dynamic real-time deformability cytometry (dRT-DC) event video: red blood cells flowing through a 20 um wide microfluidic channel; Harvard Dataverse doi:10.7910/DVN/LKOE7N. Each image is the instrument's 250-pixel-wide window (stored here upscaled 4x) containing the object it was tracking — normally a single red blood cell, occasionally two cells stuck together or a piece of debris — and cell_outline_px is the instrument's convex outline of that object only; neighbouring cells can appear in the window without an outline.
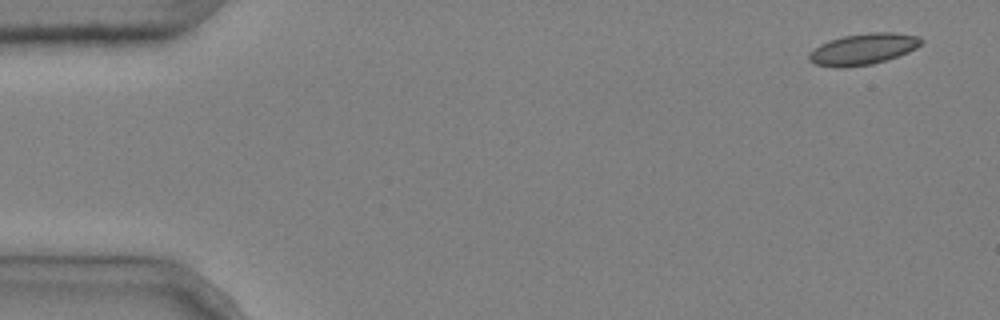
{"species": "common noctule bat (a hibernating species)", "species_latin": "Nyctalus noctula", "temperature_condition": "cold", "stored_images_in_passage": 3, "camera_frame_rate_fps": 3000, "um_per_image_px": 0.085, "animal": {"sex": "male", "body_mass_g": 20.4}, "frame": {"image": 1, "passage_image": 1, "time_ms": 0.0, "image_size_px": [1000, 320], "cell_outline_px": [[924, 40], [916, 48], [908, 52], [872, 64], [844, 68], [836, 68], [816, 64], [808, 60], [808, 52], [820, 44], [828, 40], [844, 36], [868, 32], [896, 32], [920, 36]], "centroid_in_image_um": [73.34, 4.16], "position_along_channel_um": 11.7, "area_um2": 20.58}}